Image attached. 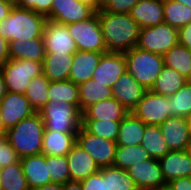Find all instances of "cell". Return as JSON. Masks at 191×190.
<instances>
[{
  "label": "cell",
  "mask_w": 191,
  "mask_h": 190,
  "mask_svg": "<svg viewBox=\"0 0 191 190\" xmlns=\"http://www.w3.org/2000/svg\"><path fill=\"white\" fill-rule=\"evenodd\" d=\"M76 143L92 156L100 168L113 166L116 142L93 135L81 126L76 134Z\"/></svg>",
  "instance_id": "obj_10"
},
{
  "label": "cell",
  "mask_w": 191,
  "mask_h": 190,
  "mask_svg": "<svg viewBox=\"0 0 191 190\" xmlns=\"http://www.w3.org/2000/svg\"><path fill=\"white\" fill-rule=\"evenodd\" d=\"M46 53L75 54L76 43L65 24L47 20L42 35Z\"/></svg>",
  "instance_id": "obj_12"
},
{
  "label": "cell",
  "mask_w": 191,
  "mask_h": 190,
  "mask_svg": "<svg viewBox=\"0 0 191 190\" xmlns=\"http://www.w3.org/2000/svg\"><path fill=\"white\" fill-rule=\"evenodd\" d=\"M159 127L170 151L187 149L191 135L188 131L186 118L170 116Z\"/></svg>",
  "instance_id": "obj_16"
},
{
  "label": "cell",
  "mask_w": 191,
  "mask_h": 190,
  "mask_svg": "<svg viewBox=\"0 0 191 190\" xmlns=\"http://www.w3.org/2000/svg\"><path fill=\"white\" fill-rule=\"evenodd\" d=\"M9 59H25L35 62H43L45 57V46L43 38L31 40H16L9 42Z\"/></svg>",
  "instance_id": "obj_26"
},
{
  "label": "cell",
  "mask_w": 191,
  "mask_h": 190,
  "mask_svg": "<svg viewBox=\"0 0 191 190\" xmlns=\"http://www.w3.org/2000/svg\"><path fill=\"white\" fill-rule=\"evenodd\" d=\"M172 97L159 95L152 90H146L131 113L145 125H161L170 115Z\"/></svg>",
  "instance_id": "obj_9"
},
{
  "label": "cell",
  "mask_w": 191,
  "mask_h": 190,
  "mask_svg": "<svg viewBox=\"0 0 191 190\" xmlns=\"http://www.w3.org/2000/svg\"><path fill=\"white\" fill-rule=\"evenodd\" d=\"M126 71L124 53L107 52L101 56L92 79L113 89L117 79Z\"/></svg>",
  "instance_id": "obj_15"
},
{
  "label": "cell",
  "mask_w": 191,
  "mask_h": 190,
  "mask_svg": "<svg viewBox=\"0 0 191 190\" xmlns=\"http://www.w3.org/2000/svg\"><path fill=\"white\" fill-rule=\"evenodd\" d=\"M164 66L178 71L188 79L191 73V50L180 43L174 45L163 55Z\"/></svg>",
  "instance_id": "obj_30"
},
{
  "label": "cell",
  "mask_w": 191,
  "mask_h": 190,
  "mask_svg": "<svg viewBox=\"0 0 191 190\" xmlns=\"http://www.w3.org/2000/svg\"><path fill=\"white\" fill-rule=\"evenodd\" d=\"M187 82L191 84V73H190L189 78L187 79Z\"/></svg>",
  "instance_id": "obj_58"
},
{
  "label": "cell",
  "mask_w": 191,
  "mask_h": 190,
  "mask_svg": "<svg viewBox=\"0 0 191 190\" xmlns=\"http://www.w3.org/2000/svg\"><path fill=\"white\" fill-rule=\"evenodd\" d=\"M186 82L187 79L178 71L164 66L151 90L159 95L169 97L173 96Z\"/></svg>",
  "instance_id": "obj_29"
},
{
  "label": "cell",
  "mask_w": 191,
  "mask_h": 190,
  "mask_svg": "<svg viewBox=\"0 0 191 190\" xmlns=\"http://www.w3.org/2000/svg\"><path fill=\"white\" fill-rule=\"evenodd\" d=\"M151 159L150 154L139 145L117 146L113 166L127 170L134 164Z\"/></svg>",
  "instance_id": "obj_33"
},
{
  "label": "cell",
  "mask_w": 191,
  "mask_h": 190,
  "mask_svg": "<svg viewBox=\"0 0 191 190\" xmlns=\"http://www.w3.org/2000/svg\"><path fill=\"white\" fill-rule=\"evenodd\" d=\"M50 81L42 74L31 79L24 96L35 112H38L48 103V90Z\"/></svg>",
  "instance_id": "obj_35"
},
{
  "label": "cell",
  "mask_w": 191,
  "mask_h": 190,
  "mask_svg": "<svg viewBox=\"0 0 191 190\" xmlns=\"http://www.w3.org/2000/svg\"><path fill=\"white\" fill-rule=\"evenodd\" d=\"M187 126H188V131L190 132L191 135V115L186 118Z\"/></svg>",
  "instance_id": "obj_54"
},
{
  "label": "cell",
  "mask_w": 191,
  "mask_h": 190,
  "mask_svg": "<svg viewBox=\"0 0 191 190\" xmlns=\"http://www.w3.org/2000/svg\"><path fill=\"white\" fill-rule=\"evenodd\" d=\"M175 1H178L179 3H182L183 5L191 8V0H175Z\"/></svg>",
  "instance_id": "obj_53"
},
{
  "label": "cell",
  "mask_w": 191,
  "mask_h": 190,
  "mask_svg": "<svg viewBox=\"0 0 191 190\" xmlns=\"http://www.w3.org/2000/svg\"><path fill=\"white\" fill-rule=\"evenodd\" d=\"M46 163L49 164V175L52 183L65 184L71 181L67 156H47Z\"/></svg>",
  "instance_id": "obj_40"
},
{
  "label": "cell",
  "mask_w": 191,
  "mask_h": 190,
  "mask_svg": "<svg viewBox=\"0 0 191 190\" xmlns=\"http://www.w3.org/2000/svg\"><path fill=\"white\" fill-rule=\"evenodd\" d=\"M23 172L30 190L52 183L46 155H31L20 158Z\"/></svg>",
  "instance_id": "obj_19"
},
{
  "label": "cell",
  "mask_w": 191,
  "mask_h": 190,
  "mask_svg": "<svg viewBox=\"0 0 191 190\" xmlns=\"http://www.w3.org/2000/svg\"><path fill=\"white\" fill-rule=\"evenodd\" d=\"M76 134L45 129L42 141V154L47 156L67 155L76 143Z\"/></svg>",
  "instance_id": "obj_25"
},
{
  "label": "cell",
  "mask_w": 191,
  "mask_h": 190,
  "mask_svg": "<svg viewBox=\"0 0 191 190\" xmlns=\"http://www.w3.org/2000/svg\"><path fill=\"white\" fill-rule=\"evenodd\" d=\"M46 21L44 15L14 5L8 17L0 22V35L8 42L41 38Z\"/></svg>",
  "instance_id": "obj_2"
},
{
  "label": "cell",
  "mask_w": 191,
  "mask_h": 190,
  "mask_svg": "<svg viewBox=\"0 0 191 190\" xmlns=\"http://www.w3.org/2000/svg\"><path fill=\"white\" fill-rule=\"evenodd\" d=\"M82 190H107L106 178L98 171L81 181Z\"/></svg>",
  "instance_id": "obj_44"
},
{
  "label": "cell",
  "mask_w": 191,
  "mask_h": 190,
  "mask_svg": "<svg viewBox=\"0 0 191 190\" xmlns=\"http://www.w3.org/2000/svg\"><path fill=\"white\" fill-rule=\"evenodd\" d=\"M113 98L131 112L143 98L146 89L127 70L120 76L112 89Z\"/></svg>",
  "instance_id": "obj_17"
},
{
  "label": "cell",
  "mask_w": 191,
  "mask_h": 190,
  "mask_svg": "<svg viewBox=\"0 0 191 190\" xmlns=\"http://www.w3.org/2000/svg\"><path fill=\"white\" fill-rule=\"evenodd\" d=\"M157 190H173L170 185L166 184L158 188Z\"/></svg>",
  "instance_id": "obj_55"
},
{
  "label": "cell",
  "mask_w": 191,
  "mask_h": 190,
  "mask_svg": "<svg viewBox=\"0 0 191 190\" xmlns=\"http://www.w3.org/2000/svg\"><path fill=\"white\" fill-rule=\"evenodd\" d=\"M145 124L129 112L120 123L117 146H135L142 143Z\"/></svg>",
  "instance_id": "obj_27"
},
{
  "label": "cell",
  "mask_w": 191,
  "mask_h": 190,
  "mask_svg": "<svg viewBox=\"0 0 191 190\" xmlns=\"http://www.w3.org/2000/svg\"><path fill=\"white\" fill-rule=\"evenodd\" d=\"M19 160L17 153L7 141L5 133L0 134V168L17 163Z\"/></svg>",
  "instance_id": "obj_42"
},
{
  "label": "cell",
  "mask_w": 191,
  "mask_h": 190,
  "mask_svg": "<svg viewBox=\"0 0 191 190\" xmlns=\"http://www.w3.org/2000/svg\"><path fill=\"white\" fill-rule=\"evenodd\" d=\"M170 102V115L187 118L191 115V84L186 82L178 89Z\"/></svg>",
  "instance_id": "obj_39"
},
{
  "label": "cell",
  "mask_w": 191,
  "mask_h": 190,
  "mask_svg": "<svg viewBox=\"0 0 191 190\" xmlns=\"http://www.w3.org/2000/svg\"><path fill=\"white\" fill-rule=\"evenodd\" d=\"M80 110L83 112L88 106L101 100L112 98V88L90 79L78 85Z\"/></svg>",
  "instance_id": "obj_28"
},
{
  "label": "cell",
  "mask_w": 191,
  "mask_h": 190,
  "mask_svg": "<svg viewBox=\"0 0 191 190\" xmlns=\"http://www.w3.org/2000/svg\"><path fill=\"white\" fill-rule=\"evenodd\" d=\"M121 121L82 120V127L89 133L116 142Z\"/></svg>",
  "instance_id": "obj_38"
},
{
  "label": "cell",
  "mask_w": 191,
  "mask_h": 190,
  "mask_svg": "<svg viewBox=\"0 0 191 190\" xmlns=\"http://www.w3.org/2000/svg\"><path fill=\"white\" fill-rule=\"evenodd\" d=\"M96 11L78 0H53L47 20L60 24H71L90 18Z\"/></svg>",
  "instance_id": "obj_11"
},
{
  "label": "cell",
  "mask_w": 191,
  "mask_h": 190,
  "mask_svg": "<svg viewBox=\"0 0 191 190\" xmlns=\"http://www.w3.org/2000/svg\"><path fill=\"white\" fill-rule=\"evenodd\" d=\"M74 54L46 53L43 63V75L50 81L68 80Z\"/></svg>",
  "instance_id": "obj_24"
},
{
  "label": "cell",
  "mask_w": 191,
  "mask_h": 190,
  "mask_svg": "<svg viewBox=\"0 0 191 190\" xmlns=\"http://www.w3.org/2000/svg\"><path fill=\"white\" fill-rule=\"evenodd\" d=\"M0 185L2 190H30L20 160L0 168Z\"/></svg>",
  "instance_id": "obj_34"
},
{
  "label": "cell",
  "mask_w": 191,
  "mask_h": 190,
  "mask_svg": "<svg viewBox=\"0 0 191 190\" xmlns=\"http://www.w3.org/2000/svg\"><path fill=\"white\" fill-rule=\"evenodd\" d=\"M63 190H82L81 182L78 181H68L63 184Z\"/></svg>",
  "instance_id": "obj_49"
},
{
  "label": "cell",
  "mask_w": 191,
  "mask_h": 190,
  "mask_svg": "<svg viewBox=\"0 0 191 190\" xmlns=\"http://www.w3.org/2000/svg\"><path fill=\"white\" fill-rule=\"evenodd\" d=\"M66 156L71 181L81 182L100 170L92 156L77 143L72 146L71 151Z\"/></svg>",
  "instance_id": "obj_18"
},
{
  "label": "cell",
  "mask_w": 191,
  "mask_h": 190,
  "mask_svg": "<svg viewBox=\"0 0 191 190\" xmlns=\"http://www.w3.org/2000/svg\"><path fill=\"white\" fill-rule=\"evenodd\" d=\"M173 190H191V177H179L168 183Z\"/></svg>",
  "instance_id": "obj_46"
},
{
  "label": "cell",
  "mask_w": 191,
  "mask_h": 190,
  "mask_svg": "<svg viewBox=\"0 0 191 190\" xmlns=\"http://www.w3.org/2000/svg\"><path fill=\"white\" fill-rule=\"evenodd\" d=\"M78 51L107 53L97 11L87 20L67 25Z\"/></svg>",
  "instance_id": "obj_7"
},
{
  "label": "cell",
  "mask_w": 191,
  "mask_h": 190,
  "mask_svg": "<svg viewBox=\"0 0 191 190\" xmlns=\"http://www.w3.org/2000/svg\"><path fill=\"white\" fill-rule=\"evenodd\" d=\"M139 190H157L166 185L158 159H148L127 169Z\"/></svg>",
  "instance_id": "obj_14"
},
{
  "label": "cell",
  "mask_w": 191,
  "mask_h": 190,
  "mask_svg": "<svg viewBox=\"0 0 191 190\" xmlns=\"http://www.w3.org/2000/svg\"><path fill=\"white\" fill-rule=\"evenodd\" d=\"M140 0H102L99 10L129 14Z\"/></svg>",
  "instance_id": "obj_41"
},
{
  "label": "cell",
  "mask_w": 191,
  "mask_h": 190,
  "mask_svg": "<svg viewBox=\"0 0 191 190\" xmlns=\"http://www.w3.org/2000/svg\"><path fill=\"white\" fill-rule=\"evenodd\" d=\"M9 42L0 35V66L9 60Z\"/></svg>",
  "instance_id": "obj_48"
},
{
  "label": "cell",
  "mask_w": 191,
  "mask_h": 190,
  "mask_svg": "<svg viewBox=\"0 0 191 190\" xmlns=\"http://www.w3.org/2000/svg\"><path fill=\"white\" fill-rule=\"evenodd\" d=\"M103 54L102 52L76 51L68 79L77 85L90 80Z\"/></svg>",
  "instance_id": "obj_21"
},
{
  "label": "cell",
  "mask_w": 191,
  "mask_h": 190,
  "mask_svg": "<svg viewBox=\"0 0 191 190\" xmlns=\"http://www.w3.org/2000/svg\"><path fill=\"white\" fill-rule=\"evenodd\" d=\"M38 113L45 129L56 130L61 133H78L82 125V112L72 103L62 101H48Z\"/></svg>",
  "instance_id": "obj_5"
},
{
  "label": "cell",
  "mask_w": 191,
  "mask_h": 190,
  "mask_svg": "<svg viewBox=\"0 0 191 190\" xmlns=\"http://www.w3.org/2000/svg\"><path fill=\"white\" fill-rule=\"evenodd\" d=\"M97 15L107 52L125 53L137 46L140 27L130 14L98 10Z\"/></svg>",
  "instance_id": "obj_1"
},
{
  "label": "cell",
  "mask_w": 191,
  "mask_h": 190,
  "mask_svg": "<svg viewBox=\"0 0 191 190\" xmlns=\"http://www.w3.org/2000/svg\"><path fill=\"white\" fill-rule=\"evenodd\" d=\"M159 163L166 184L179 177H191V158L186 150L169 151Z\"/></svg>",
  "instance_id": "obj_20"
},
{
  "label": "cell",
  "mask_w": 191,
  "mask_h": 190,
  "mask_svg": "<svg viewBox=\"0 0 191 190\" xmlns=\"http://www.w3.org/2000/svg\"><path fill=\"white\" fill-rule=\"evenodd\" d=\"M141 146L150 154L151 158L158 160L170 151L159 125H145Z\"/></svg>",
  "instance_id": "obj_31"
},
{
  "label": "cell",
  "mask_w": 191,
  "mask_h": 190,
  "mask_svg": "<svg viewBox=\"0 0 191 190\" xmlns=\"http://www.w3.org/2000/svg\"><path fill=\"white\" fill-rule=\"evenodd\" d=\"M45 127L38 112L19 121L5 132L7 141L19 158L42 154Z\"/></svg>",
  "instance_id": "obj_3"
},
{
  "label": "cell",
  "mask_w": 191,
  "mask_h": 190,
  "mask_svg": "<svg viewBox=\"0 0 191 190\" xmlns=\"http://www.w3.org/2000/svg\"><path fill=\"white\" fill-rule=\"evenodd\" d=\"M35 110L22 94L7 91L0 102V114L4 130L13 128L19 121L33 115Z\"/></svg>",
  "instance_id": "obj_13"
},
{
  "label": "cell",
  "mask_w": 191,
  "mask_h": 190,
  "mask_svg": "<svg viewBox=\"0 0 191 190\" xmlns=\"http://www.w3.org/2000/svg\"><path fill=\"white\" fill-rule=\"evenodd\" d=\"M48 101L72 103L80 108L79 87L69 79L50 82Z\"/></svg>",
  "instance_id": "obj_32"
},
{
  "label": "cell",
  "mask_w": 191,
  "mask_h": 190,
  "mask_svg": "<svg viewBox=\"0 0 191 190\" xmlns=\"http://www.w3.org/2000/svg\"><path fill=\"white\" fill-rule=\"evenodd\" d=\"M186 151L188 152V154H189V156H190V158H191V140H190V142H189V144H188V146H187Z\"/></svg>",
  "instance_id": "obj_57"
},
{
  "label": "cell",
  "mask_w": 191,
  "mask_h": 190,
  "mask_svg": "<svg viewBox=\"0 0 191 190\" xmlns=\"http://www.w3.org/2000/svg\"><path fill=\"white\" fill-rule=\"evenodd\" d=\"M6 93H7L6 84L4 82V77L2 75V72L0 71V102L4 98Z\"/></svg>",
  "instance_id": "obj_52"
},
{
  "label": "cell",
  "mask_w": 191,
  "mask_h": 190,
  "mask_svg": "<svg viewBox=\"0 0 191 190\" xmlns=\"http://www.w3.org/2000/svg\"><path fill=\"white\" fill-rule=\"evenodd\" d=\"M82 3H86L89 6H91L95 11H98L101 6L102 0H78Z\"/></svg>",
  "instance_id": "obj_51"
},
{
  "label": "cell",
  "mask_w": 191,
  "mask_h": 190,
  "mask_svg": "<svg viewBox=\"0 0 191 190\" xmlns=\"http://www.w3.org/2000/svg\"><path fill=\"white\" fill-rule=\"evenodd\" d=\"M178 43V29L163 22L139 30L137 47L158 55H164Z\"/></svg>",
  "instance_id": "obj_8"
},
{
  "label": "cell",
  "mask_w": 191,
  "mask_h": 190,
  "mask_svg": "<svg viewBox=\"0 0 191 190\" xmlns=\"http://www.w3.org/2000/svg\"><path fill=\"white\" fill-rule=\"evenodd\" d=\"M191 8L175 0H163L164 22L180 29L191 22Z\"/></svg>",
  "instance_id": "obj_37"
},
{
  "label": "cell",
  "mask_w": 191,
  "mask_h": 190,
  "mask_svg": "<svg viewBox=\"0 0 191 190\" xmlns=\"http://www.w3.org/2000/svg\"><path fill=\"white\" fill-rule=\"evenodd\" d=\"M14 5V0H0V22L8 17Z\"/></svg>",
  "instance_id": "obj_47"
},
{
  "label": "cell",
  "mask_w": 191,
  "mask_h": 190,
  "mask_svg": "<svg viewBox=\"0 0 191 190\" xmlns=\"http://www.w3.org/2000/svg\"><path fill=\"white\" fill-rule=\"evenodd\" d=\"M6 131L4 130L1 114H0V134H4Z\"/></svg>",
  "instance_id": "obj_56"
},
{
  "label": "cell",
  "mask_w": 191,
  "mask_h": 190,
  "mask_svg": "<svg viewBox=\"0 0 191 190\" xmlns=\"http://www.w3.org/2000/svg\"><path fill=\"white\" fill-rule=\"evenodd\" d=\"M129 14L140 29L160 25L164 22L163 0H140Z\"/></svg>",
  "instance_id": "obj_22"
},
{
  "label": "cell",
  "mask_w": 191,
  "mask_h": 190,
  "mask_svg": "<svg viewBox=\"0 0 191 190\" xmlns=\"http://www.w3.org/2000/svg\"><path fill=\"white\" fill-rule=\"evenodd\" d=\"M106 178L107 190H139L127 170L115 166L102 167L99 170Z\"/></svg>",
  "instance_id": "obj_36"
},
{
  "label": "cell",
  "mask_w": 191,
  "mask_h": 190,
  "mask_svg": "<svg viewBox=\"0 0 191 190\" xmlns=\"http://www.w3.org/2000/svg\"><path fill=\"white\" fill-rule=\"evenodd\" d=\"M178 43L191 50V22L178 29Z\"/></svg>",
  "instance_id": "obj_45"
},
{
  "label": "cell",
  "mask_w": 191,
  "mask_h": 190,
  "mask_svg": "<svg viewBox=\"0 0 191 190\" xmlns=\"http://www.w3.org/2000/svg\"><path fill=\"white\" fill-rule=\"evenodd\" d=\"M129 111L115 98H107L88 106L82 112V120L121 121Z\"/></svg>",
  "instance_id": "obj_23"
},
{
  "label": "cell",
  "mask_w": 191,
  "mask_h": 190,
  "mask_svg": "<svg viewBox=\"0 0 191 190\" xmlns=\"http://www.w3.org/2000/svg\"><path fill=\"white\" fill-rule=\"evenodd\" d=\"M126 70L146 90H151L164 67L162 55L133 47L124 53Z\"/></svg>",
  "instance_id": "obj_4"
},
{
  "label": "cell",
  "mask_w": 191,
  "mask_h": 190,
  "mask_svg": "<svg viewBox=\"0 0 191 190\" xmlns=\"http://www.w3.org/2000/svg\"><path fill=\"white\" fill-rule=\"evenodd\" d=\"M15 5L19 8L32 10L42 14L45 17L51 12L53 0H14Z\"/></svg>",
  "instance_id": "obj_43"
},
{
  "label": "cell",
  "mask_w": 191,
  "mask_h": 190,
  "mask_svg": "<svg viewBox=\"0 0 191 190\" xmlns=\"http://www.w3.org/2000/svg\"><path fill=\"white\" fill-rule=\"evenodd\" d=\"M33 190H63V185L62 184H56V183H49L47 185L37 187Z\"/></svg>",
  "instance_id": "obj_50"
},
{
  "label": "cell",
  "mask_w": 191,
  "mask_h": 190,
  "mask_svg": "<svg viewBox=\"0 0 191 190\" xmlns=\"http://www.w3.org/2000/svg\"><path fill=\"white\" fill-rule=\"evenodd\" d=\"M42 63L25 59H9L1 65L0 71L7 91L24 95L31 79L43 73Z\"/></svg>",
  "instance_id": "obj_6"
}]
</instances>
